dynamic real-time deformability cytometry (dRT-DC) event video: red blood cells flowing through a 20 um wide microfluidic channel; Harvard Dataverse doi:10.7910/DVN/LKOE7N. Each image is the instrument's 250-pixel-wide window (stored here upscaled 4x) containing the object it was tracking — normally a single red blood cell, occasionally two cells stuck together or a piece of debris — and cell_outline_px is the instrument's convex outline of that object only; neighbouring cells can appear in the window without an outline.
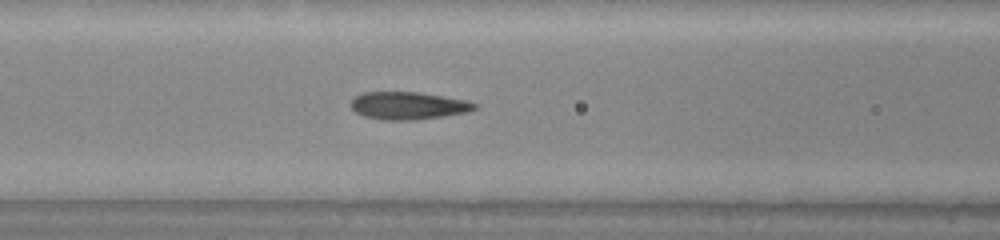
{"species": "common noctule bat (a hibernating species)", "species_latin": "Nyctalus noctula", "temperature_condition": "warm", "stored_images_in_passage": 45, "camera_frame_rate_fps": 3000, "um_per_image_px": 0.085, "animal": {"sex": "male", "body_mass_g": 20.0, "forearm_length_mm": 53.3}, "frame": {"image": 1, "passage_image": 20, "time_ms": 6.333, "image_size_px": [1000, 240], "cell_outline_px": [[480, 108], [468, 112], [444, 116], [416, 120], [384, 120], [364, 116], [356, 112], [348, 104], [356, 96], [364, 92], [420, 92], [464, 100], [480, 104]], "centroid_in_image_um": [34.73, 8.98], "position_along_channel_um": 131.9, "area_um2": 20.06}}
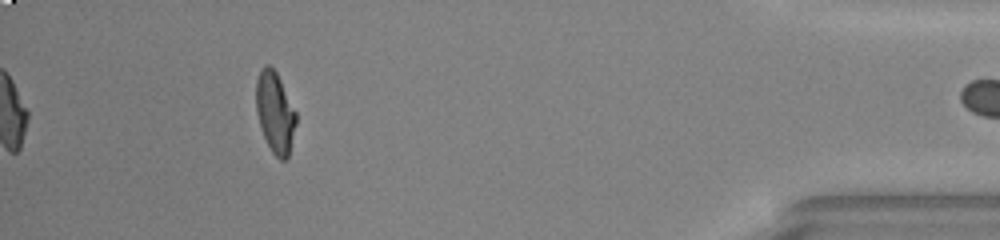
{"frame": {"image": 2, "passage_image": 45, "time_ms": 14.667, "image_size_px": [1000, 240], "cell_outline_px": [[296, 124], [288, 156], [284, 160], [280, 160], [272, 152], [260, 128], [256, 112], [256, 80], [260, 68], [264, 64], [268, 64], [276, 72], [296, 112]], "centroid_in_image_um": [23.36, 9.53], "position_along_channel_um": 411.8, "area_um2": 18.79}, "authors_computed_cell_mechanics": {"area_um2": 20.0566, "velocity_mm_per_s": 4.0055, "shape_relaxation_time_tau1_ms": 6.6794, "shape_relaxation_time_tau2_ms": 0.6877, "deformation_change_tau1": 0.2541, "deformation_change_tau2": 0.0903}}